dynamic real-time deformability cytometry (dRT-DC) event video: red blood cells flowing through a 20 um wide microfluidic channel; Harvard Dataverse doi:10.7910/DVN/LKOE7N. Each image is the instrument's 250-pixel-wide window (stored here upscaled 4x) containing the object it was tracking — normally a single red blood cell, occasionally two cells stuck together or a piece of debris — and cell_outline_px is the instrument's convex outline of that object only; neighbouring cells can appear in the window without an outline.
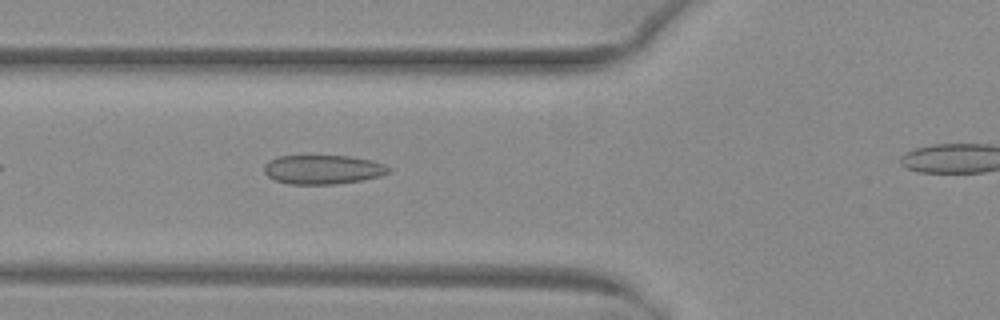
{"species": "common noctule bat (a hibernating species)", "species_latin": "Nyctalus noctula", "temperature_condition": "warm", "stored_images_in_passage": 30, "camera_frame_rate_fps": 3000, "um_per_image_px": 0.085, "animal": {"sex": "female", "body_mass_g": 29.2, "forearm_length_mm": 56.3}, "frame": {"image": 1, "passage_image": 4, "time_ms": 1.0, "image_size_px": [1000, 320], "cell_outline_px": [[392, 172], [380, 176], [360, 180], [336, 184], [288, 184], [276, 180], [268, 176], [264, 172], [264, 164], [268, 160], [276, 156], [352, 156], [372, 160], [384, 164], [392, 168]], "centroid_in_image_um": [27.46, 14.4], "position_along_channel_um": 98.3, "area_um2": 21.33}}
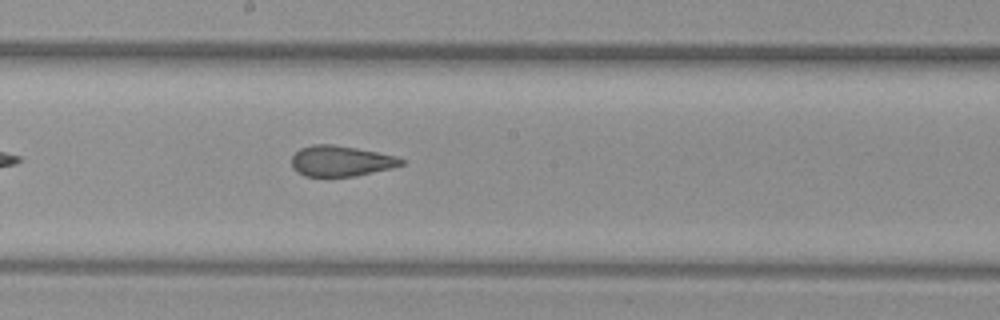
{"frame": {"image": 2, "passage_image": 13, "time_ms": 4.0, "image_size_px": [1000, 320], "cell_outline_px": [[404, 164], [392, 168], [356, 176], [304, 176], [296, 172], [292, 168], [292, 156], [300, 148], [312, 144], [332, 144], [356, 148], [396, 156], [404, 160]], "centroid_in_image_um": [28.95, 13.69], "position_along_channel_um": 219.2, "area_um2": 19.59}}
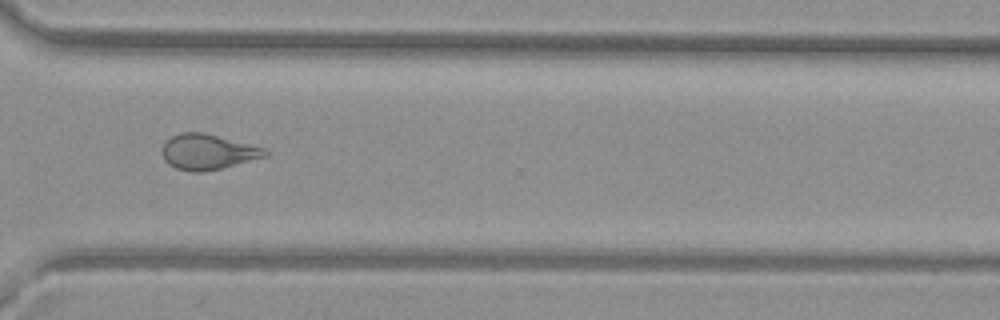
{"frame": {"image": 3, "passage_image": 23, "time_ms": 7.333, "image_size_px": [1000, 320], "cell_outline_px": [[268, 156], [220, 168], [200, 172], [192, 172], [176, 168], [168, 164], [164, 160], [160, 152], [164, 144], [172, 136], [180, 132], [204, 132], [264, 148], [268, 152]], "centroid_in_image_um": [17.62, 12.9], "position_along_channel_um": 353.0, "area_um2": 21.1}, "authors_computed_cell_mechanics": {"area_um2": 20.519, "velocity_mm_per_s": 4.014, "shape_relaxation_time_tau1_ms": null, "shape_relaxation_time_tau2_ms": 1.2267, "deformation_change_tau1": null, "deformation_change_tau2": 0.0757}}